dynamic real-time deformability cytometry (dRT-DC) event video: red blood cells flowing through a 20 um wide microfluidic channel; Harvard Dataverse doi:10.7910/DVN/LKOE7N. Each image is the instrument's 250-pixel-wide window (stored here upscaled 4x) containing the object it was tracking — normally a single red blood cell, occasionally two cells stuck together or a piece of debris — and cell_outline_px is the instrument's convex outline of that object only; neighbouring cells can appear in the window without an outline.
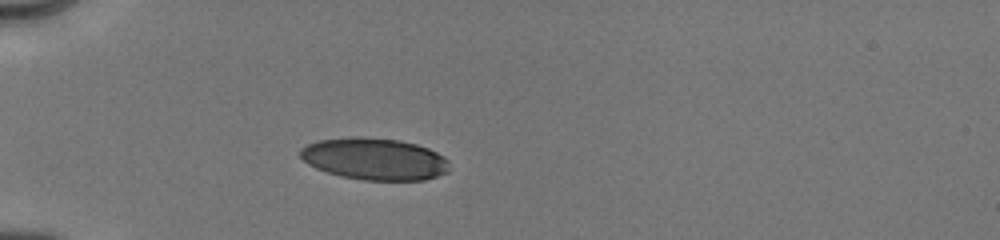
{"species": "human", "species_latin": "Homo sapiens", "temperature_condition": "cold", "stored_images_in_passage": 26, "camera_frame_rate_fps": 3000, "um_per_image_px": 0.085, "donor": {"sex": "male"}, "frame": {"image": 1, "passage_image": 4, "time_ms": 1.667, "image_size_px": [1000, 240], "cell_outline_px": [[448, 172], [424, 180], [364, 180], [340, 176], [316, 168], [308, 164], [300, 156], [300, 148], [308, 144], [320, 140], [360, 136], [400, 140], [416, 144], [428, 148], [444, 156], [448, 160]], "centroid_in_image_um": [31.84, 13.51], "position_along_channel_um": 53.2, "area_um2": 36.36}}
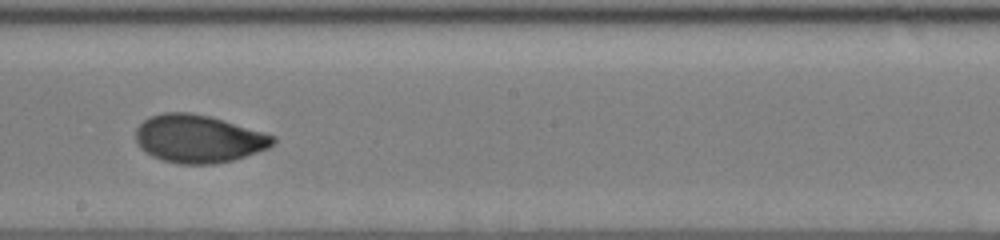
{"frame": {"image": 2, "passage_image": 14, "time_ms": 6.667, "image_size_px": [1000, 240], "cell_outline_px": [[276, 140], [268, 148], [232, 160], [212, 164], [180, 164], [164, 160], [152, 156], [144, 152], [140, 148], [136, 140], [136, 128], [148, 116], [164, 112], [188, 112], [208, 116], [224, 120], [264, 132], [276, 136]], "centroid_in_image_um": [16.85, 11.79], "position_along_channel_um": 231.4, "area_um2": 38.21}}
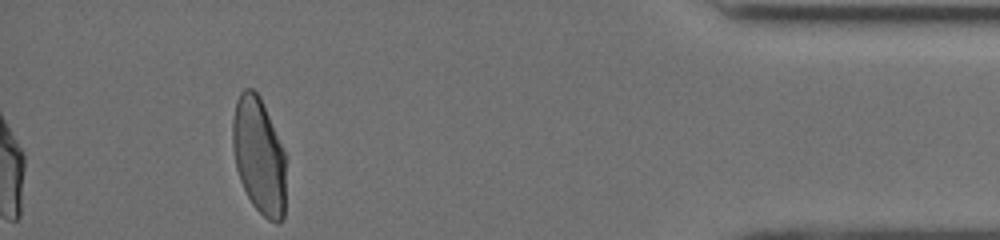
{"frame": {"image": 3, "passage_image": 26, "time_ms": 12.333, "image_size_px": [1000, 240], "cell_outline_px": [[284, 216], [276, 224], [268, 220], [252, 204], [240, 180], [236, 168], [232, 144], [232, 120], [236, 100], [240, 92], [244, 88], [252, 88], [260, 96], [284, 152]], "centroid_in_image_um": [21.98, 13.21], "position_along_channel_um": 413.2, "area_um2": 35.78}, "authors_computed_cell_mechanics": {"area_um2": 37.5122, "velocity_mm_per_s": 4.0136, "shape_relaxation_time_tau1_ms": 4.0136, "shape_relaxation_time_tau2_ms": 0.8239, "deformation_change_tau1": 0.1601, "deformation_change_tau2": 0.045}}